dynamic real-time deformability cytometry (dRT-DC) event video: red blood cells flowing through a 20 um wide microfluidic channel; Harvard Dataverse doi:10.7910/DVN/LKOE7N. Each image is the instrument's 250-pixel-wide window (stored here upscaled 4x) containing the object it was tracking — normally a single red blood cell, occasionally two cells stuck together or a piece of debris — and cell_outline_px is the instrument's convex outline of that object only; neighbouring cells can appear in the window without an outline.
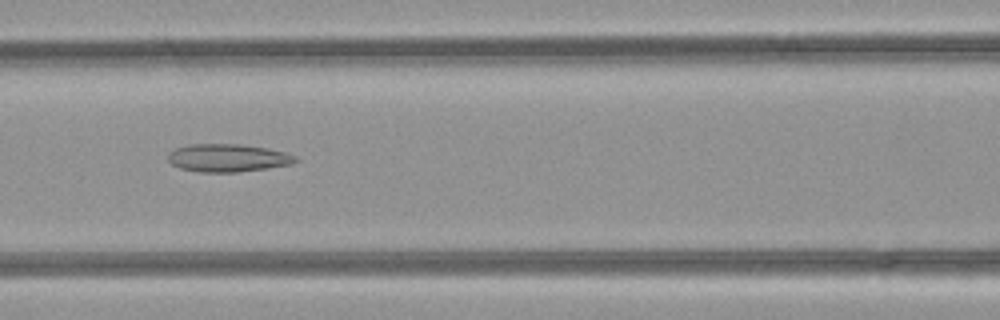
{"species": "common noctule bat (a hibernating species)", "species_latin": "Nyctalus noctula", "temperature_condition": "room temperature", "stored_images_in_passage": 10, "camera_frame_rate_fps": 3000, "um_per_image_px": 0.085, "animal": {"sex": "female", "body_mass_g": 21.9}, "frame": {"image": 1, "passage_image": 6, "time_ms": 1.667, "image_size_px": [1000, 320], "cell_outline_px": [[300, 160], [292, 164], [268, 168], [236, 172], [200, 172], [180, 168], [172, 164], [168, 160], [168, 152], [176, 148], [188, 144], [240, 144], [268, 148], [284, 152], [296, 156]], "centroid_in_image_um": [19.37, 13.42], "position_along_channel_um": 147.2, "area_um2": 20.81}}